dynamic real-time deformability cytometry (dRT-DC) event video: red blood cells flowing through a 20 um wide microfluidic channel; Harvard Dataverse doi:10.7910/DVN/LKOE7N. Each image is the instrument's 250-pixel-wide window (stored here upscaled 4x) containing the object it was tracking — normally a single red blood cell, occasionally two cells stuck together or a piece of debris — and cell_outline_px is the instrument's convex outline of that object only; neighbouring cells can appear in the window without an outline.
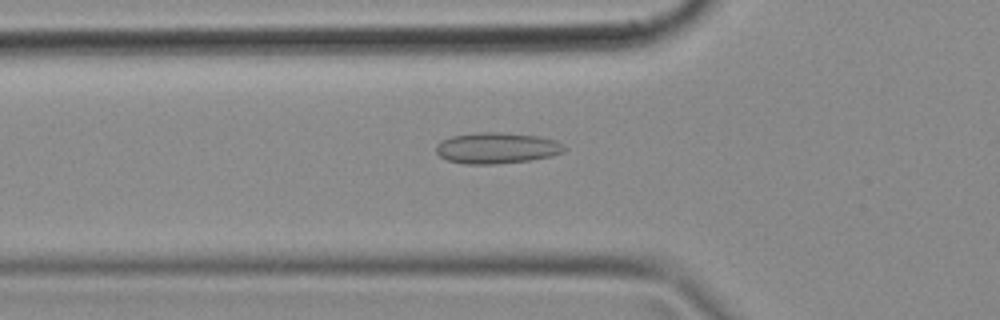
{"species": "common noctule bat (a hibernating species)", "species_latin": "Nyctalus noctula", "temperature_condition": "cold", "stored_images_in_passage": 48, "camera_frame_rate_fps": 3000, "um_per_image_px": 0.085, "animal": {"sex": "female", "body_mass_g": 18.4}, "frame": {"image": 1, "passage_image": 16, "time_ms": 5.0, "image_size_px": [1000, 320], "cell_outline_px": [[568, 148], [564, 152], [552, 156], [532, 160], [492, 164], [464, 164], [448, 160], [440, 156], [436, 152], [436, 144], [440, 140], [452, 136], [476, 132], [496, 132], [540, 136], [556, 140], [564, 144]], "centroid_in_image_um": [42.26, 12.58], "position_along_channel_um": 83.5, "area_um2": 23.47}}
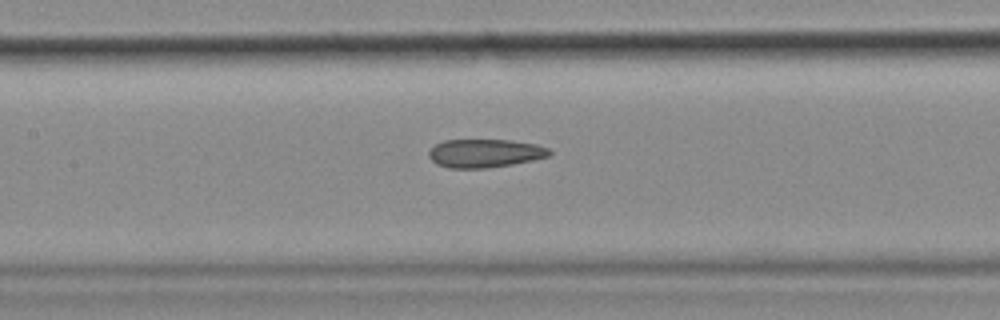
{"frame": {"image": 2, "passage_image": 22, "time_ms": 7.0, "image_size_px": [1000, 320], "cell_outline_px": [[552, 152], [548, 156], [532, 160], [512, 164], [488, 168], [448, 168], [436, 164], [428, 156], [428, 152], [436, 144], [444, 140], [512, 140], [536, 144], [548, 148]], "centroid_in_image_um": [41.2, 13.03], "position_along_channel_um": 166.2, "area_um2": 19.94}}
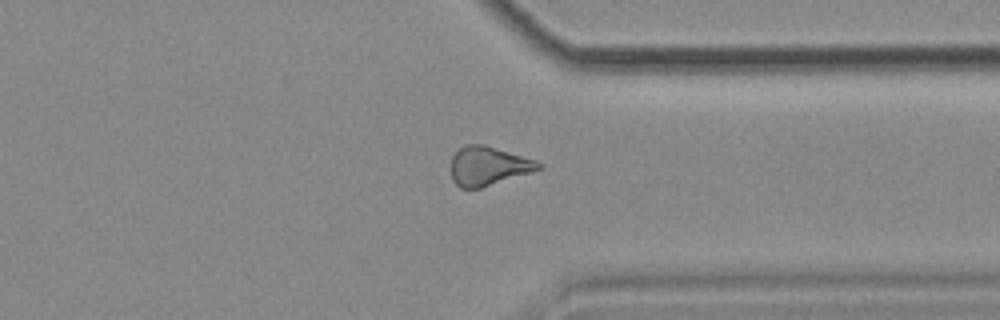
{"frame": {"image": 3, "passage_image": 37, "time_ms": 12.0, "image_size_px": [1000, 320], "cell_outline_px": [[544, 164], [540, 168], [532, 172], [480, 188], [460, 188], [452, 180], [452, 156], [464, 144], [484, 144], [536, 160]], "centroid_in_image_um": [41.5, 14.1], "position_along_channel_um": 369.9, "area_um2": 19.77}}